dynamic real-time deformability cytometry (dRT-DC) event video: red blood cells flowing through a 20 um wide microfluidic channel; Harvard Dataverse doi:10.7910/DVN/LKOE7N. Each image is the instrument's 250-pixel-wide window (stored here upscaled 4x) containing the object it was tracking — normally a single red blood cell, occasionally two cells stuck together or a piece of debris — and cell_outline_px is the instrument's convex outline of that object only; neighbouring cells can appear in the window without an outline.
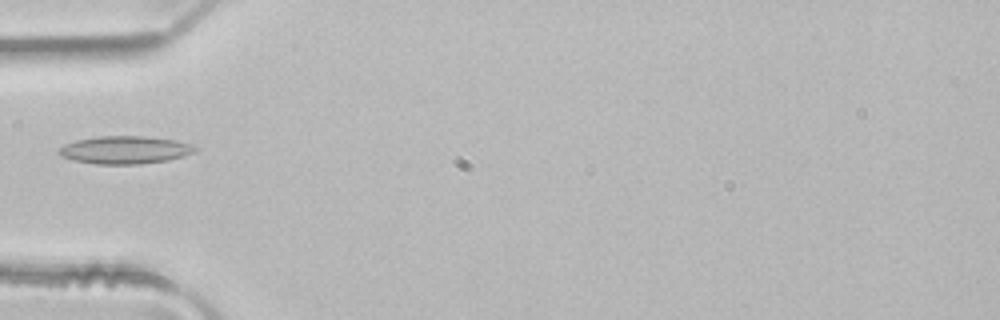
{"species": "common noctule bat (a hibernating species)", "species_latin": "Nyctalus noctula", "temperature_condition": "room temperature", "stored_images_in_passage": 4, "camera_frame_rate_fps": 3000, "um_per_image_px": 0.085, "animal": {"sex": "male", "body_mass_g": 21.5, "forearm_length_mm": 52.0}, "frame": {"image": 1, "passage_image": 4, "time_ms": 1.0, "image_size_px": [1000, 320], "cell_outline_px": [[196, 148], [192, 152], [184, 156], [168, 160], [140, 164], [96, 164], [76, 160], [60, 156], [56, 152], [60, 148], [76, 140], [100, 136], [144, 136], [176, 140], [188, 144]], "centroid_in_image_um": [10.6, 12.74], "position_along_channel_um": 74.4, "area_um2": 21.73}}